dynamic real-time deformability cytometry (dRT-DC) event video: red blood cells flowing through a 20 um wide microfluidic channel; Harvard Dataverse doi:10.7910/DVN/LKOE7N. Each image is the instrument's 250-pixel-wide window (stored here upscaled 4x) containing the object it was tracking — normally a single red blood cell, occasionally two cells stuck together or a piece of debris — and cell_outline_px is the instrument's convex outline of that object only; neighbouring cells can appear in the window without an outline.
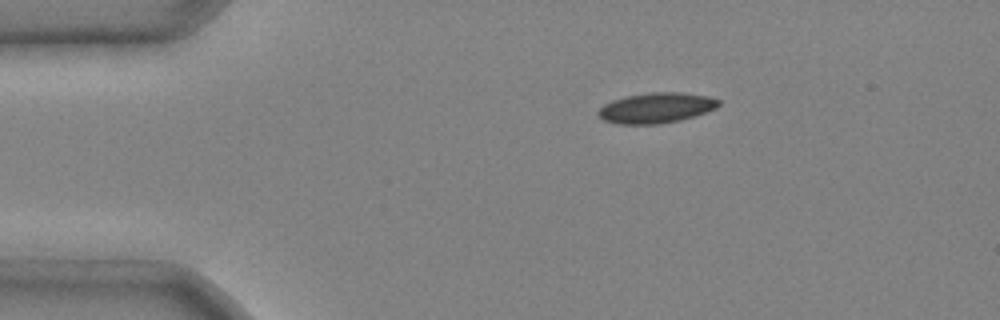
{"species": "common noctule bat (a hibernating species)", "species_latin": "Nyctalus noctula", "temperature_condition": "cold", "stored_images_in_passage": 4, "camera_frame_rate_fps": 3000, "um_per_image_px": 0.085, "animal": {"sex": "male", "body_mass_g": 20.4}, "frame": {"image": 1, "passage_image": 1, "time_ms": 0.0, "image_size_px": [1000, 320], "cell_outline_px": [[720, 104], [716, 108], [680, 120], [660, 124], [616, 124], [604, 120], [596, 112], [604, 104], [612, 100], [628, 96], [652, 92], [680, 92], [708, 96], [720, 100]], "centroid_in_image_um": [55.76, 9.17], "position_along_channel_um": 29.2, "area_um2": 21.15}}
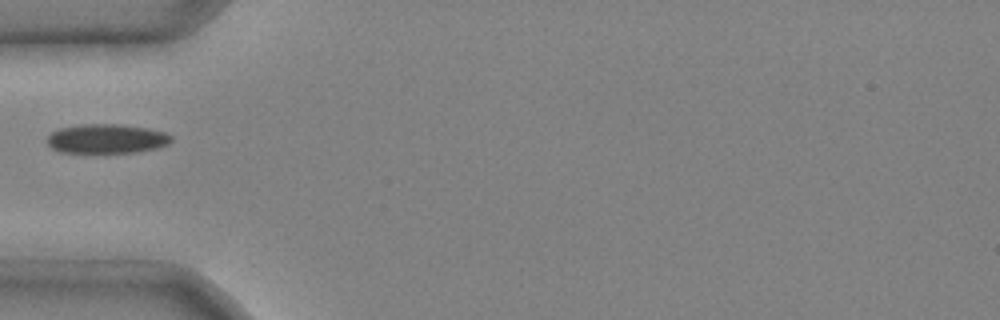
{"frame": {"image": 2, "passage_image": 3, "time_ms": 0.667, "image_size_px": [1000, 320], "cell_outline_px": [[172, 140], [168, 144], [156, 148], [136, 152], [104, 156], [60, 152], [52, 148], [48, 144], [48, 136], [52, 132], [60, 128], [80, 124], [120, 124], [148, 128], [164, 132], [172, 136]], "centroid_in_image_um": [9.05, 11.84], "position_along_channel_um": 76.0, "area_um2": 22.2}}
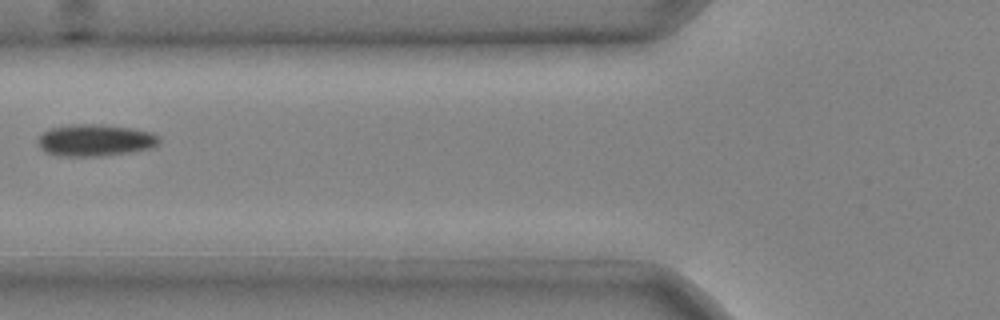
{"frame": {"image": 3, "passage_image": 4, "time_ms": 1.0, "image_size_px": [1000, 320], "cell_outline_px": [[160, 144], [152, 148], [132, 152], [100, 156], [56, 156], [44, 152], [36, 144], [36, 140], [44, 132], [52, 128], [68, 124], [104, 124], [132, 128], [152, 132], [160, 136]], "centroid_in_image_um": [8.1, 11.92], "position_along_channel_um": 117.7, "area_um2": 23.0}}